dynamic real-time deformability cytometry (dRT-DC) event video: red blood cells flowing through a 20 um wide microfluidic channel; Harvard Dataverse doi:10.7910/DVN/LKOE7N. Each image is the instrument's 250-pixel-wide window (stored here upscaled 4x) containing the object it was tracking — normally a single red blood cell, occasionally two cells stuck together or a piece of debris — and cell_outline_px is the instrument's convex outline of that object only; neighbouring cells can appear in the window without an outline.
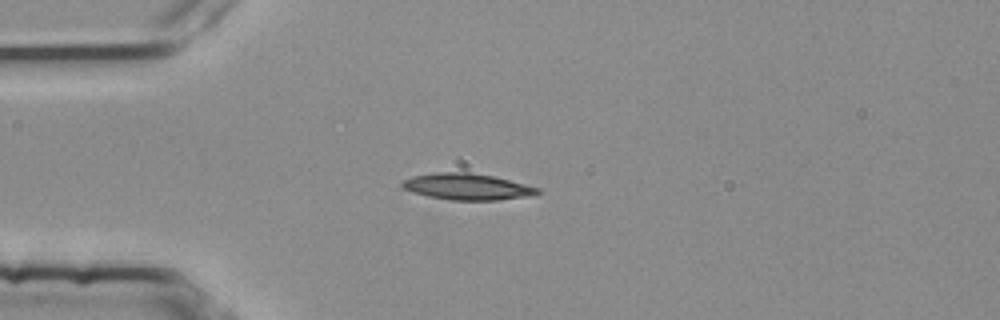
{"species": "common noctule bat (a hibernating species)", "species_latin": "Nyctalus noctula", "temperature_condition": "room temperature", "stored_images_in_passage": 2, "camera_frame_rate_fps": 3000, "um_per_image_px": 0.085, "animal": {"sex": "female", "body_mass_g": 25.1}, "frame": {"image": 1, "passage_image": 1, "time_ms": 0.0, "image_size_px": [1000, 320], "cell_outline_px": [[544, 192], [528, 196], [496, 200], [452, 200], [428, 196], [412, 192], [404, 188], [400, 184], [404, 180], [412, 176], [432, 172], [468, 172], [492, 176], [540, 188]], "centroid_in_image_um": [39.7, 15.86], "position_along_channel_um": 45.3, "area_um2": 20.69}}
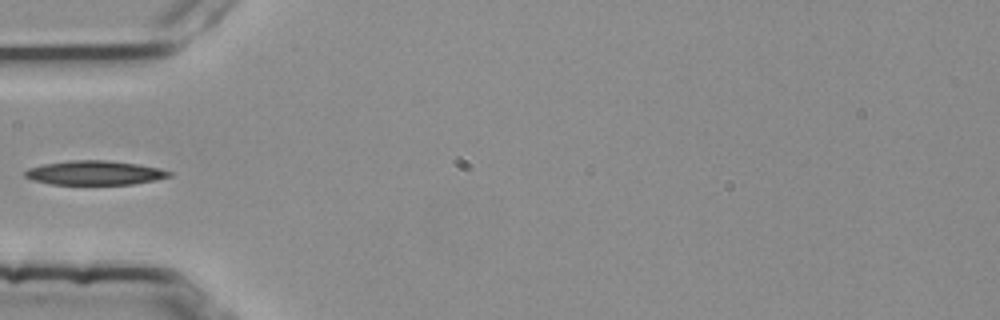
{"frame": {"image": 2, "passage_image": 2, "time_ms": 0.333, "image_size_px": [1000, 320], "cell_outline_px": [[172, 176], [156, 180], [132, 184], [52, 184], [32, 180], [24, 176], [24, 172], [28, 168], [44, 164], [72, 160], [104, 160], [136, 164], [160, 168], [172, 172]], "centroid_in_image_um": [8.06, 14.69], "position_along_channel_um": 76.9, "area_um2": 20.23}}